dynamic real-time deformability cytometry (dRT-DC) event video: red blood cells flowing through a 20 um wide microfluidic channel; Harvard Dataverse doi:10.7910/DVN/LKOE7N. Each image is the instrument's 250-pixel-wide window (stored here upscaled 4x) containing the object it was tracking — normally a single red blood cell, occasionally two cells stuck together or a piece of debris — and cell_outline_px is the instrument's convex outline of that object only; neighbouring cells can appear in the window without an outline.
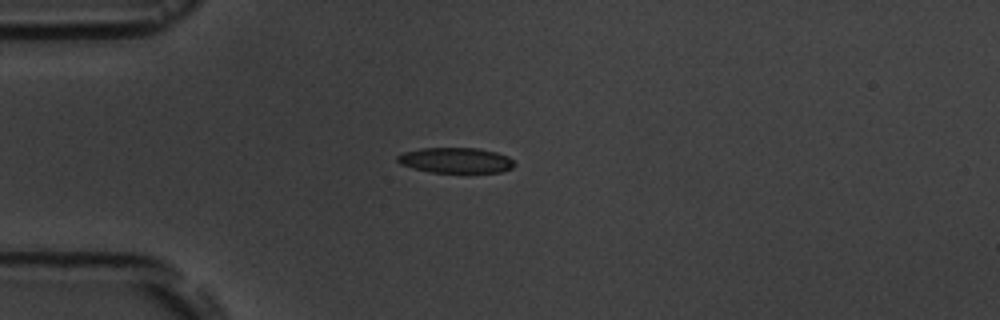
{"species": "common noctule bat (a hibernating species)", "species_latin": "Nyctalus noctula", "temperature_condition": "room temperature", "stored_images_in_passage": 9, "camera_frame_rate_fps": 3000, "um_per_image_px": 0.085, "animal": {"sex": "male", "body_mass_g": 19.5, "forearm_length_mm": 54.6}, "frame": {"image": 1, "passage_image": 4, "time_ms": 3.333, "image_size_px": [1000, 320], "cell_outline_px": [[516, 164], [512, 168], [500, 172], [468, 176], [432, 172], [412, 168], [400, 164], [396, 160], [396, 156], [404, 152], [420, 148], [476, 148], [496, 152], [508, 156]], "centroid_in_image_um": [38.77, 13.68], "position_along_channel_um": 46.2, "area_um2": 18.26}}
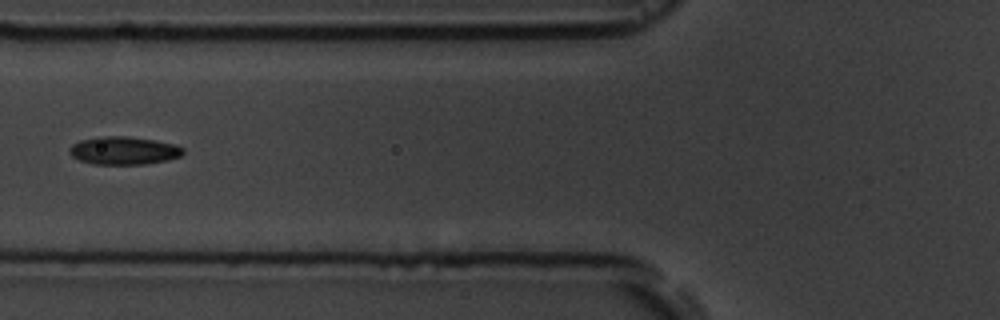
{"frame": {"image": 2, "passage_image": 6, "time_ms": 5.667, "image_size_px": [1000, 320], "cell_outline_px": [[184, 152], [180, 156], [168, 160], [144, 164], [92, 164], [80, 160], [72, 156], [68, 152], [68, 148], [72, 144], [80, 140], [100, 136], [124, 136], [152, 140], [176, 144], [184, 148]], "centroid_in_image_um": [10.5, 12.8], "position_along_channel_um": 115.3, "area_um2": 18.55}}
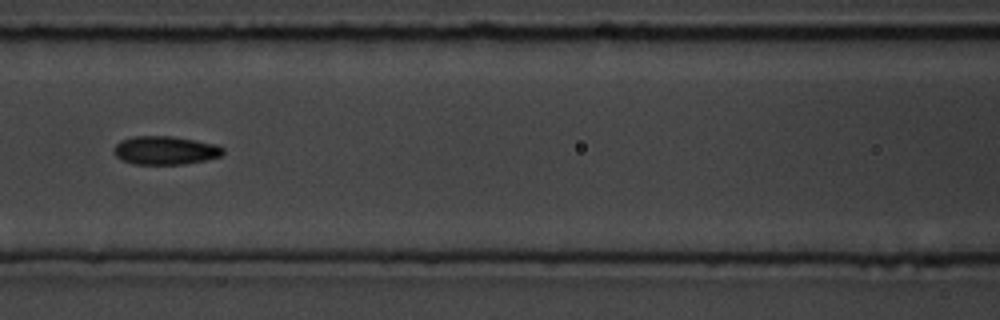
{"frame": {"image": 3, "passage_image": 7, "time_ms": 6.667, "image_size_px": [1000, 320], "cell_outline_px": [[224, 152], [220, 156], [204, 160], [184, 164], [132, 164], [116, 156], [112, 152], [112, 148], [120, 140], [132, 136], [172, 136], [196, 140], [216, 144], [224, 148]], "centroid_in_image_um": [14.01, 12.77], "position_along_channel_um": 152.6, "area_um2": 18.21}}